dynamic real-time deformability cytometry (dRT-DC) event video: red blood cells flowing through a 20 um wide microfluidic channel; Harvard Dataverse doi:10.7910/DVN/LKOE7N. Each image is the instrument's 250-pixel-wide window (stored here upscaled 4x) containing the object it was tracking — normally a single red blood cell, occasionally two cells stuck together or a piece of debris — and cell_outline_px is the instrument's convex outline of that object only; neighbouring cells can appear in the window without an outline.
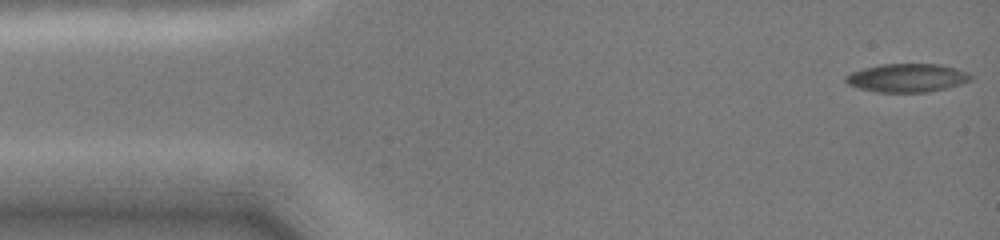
{"species": "common noctule bat (a hibernating species)", "species_latin": "Nyctalus noctula", "temperature_condition": "cold", "stored_images_in_passage": 32, "camera_frame_rate_fps": 3000, "um_per_image_px": 0.085, "animal": {"sex": "female", "body_mass_g": 19.0, "forearm_length_mm": 51.5}, "frame": {"image": 1, "passage_image": 1, "time_ms": 0.0, "image_size_px": [1000, 240], "cell_outline_px": [[972, 80], [948, 88], [928, 92], [876, 92], [860, 88], [848, 84], [844, 80], [844, 76], [852, 72], [864, 68], [880, 64], [940, 64], [956, 68], [968, 72], [972, 76]], "centroid_in_image_um": [77.12, 6.62], "position_along_channel_um": 7.9, "area_um2": 20.81}}
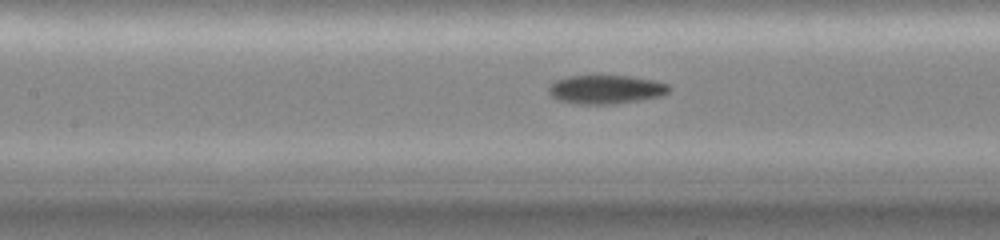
{"frame": {"image": 2, "passage_image": 18, "time_ms": 6.667, "image_size_px": [1000, 240], "cell_outline_px": [[672, 88], [668, 92], [660, 96], [640, 100], [612, 104], [580, 104], [560, 100], [552, 96], [548, 92], [548, 88], [556, 80], [568, 76], [632, 76], [656, 80], [668, 84]], "centroid_in_image_um": [51.54, 7.59], "position_along_channel_um": 155.9, "area_um2": 20.11}}
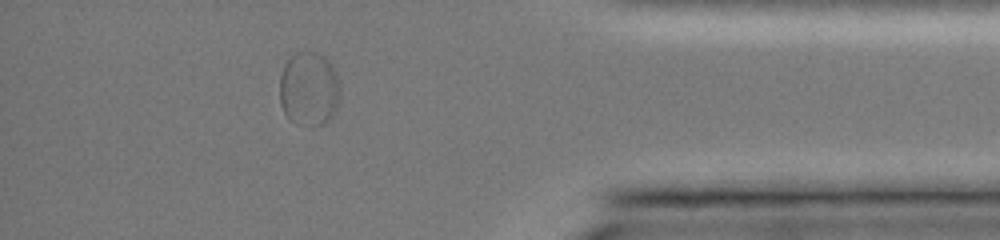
{"frame": {"image": 3, "passage_image": 28, "time_ms": 13.667, "image_size_px": [1000, 240], "cell_outline_px": [[340, 96], [336, 108], [332, 116], [324, 124], [296, 124], [288, 120], [280, 104], [280, 76], [284, 64], [296, 52], [316, 52], [324, 56], [328, 60], [336, 76], [340, 88]], "centroid_in_image_um": [26.24, 7.56], "position_along_channel_um": 409.0, "area_um2": 26.07}, "authors_computed_cell_mechanics": {"area_um2": 20.4323, "velocity_mm_per_s": 3.9116, "shape_relaxation_time_tau1_ms": 2.6959, "shape_relaxation_time_tau2_ms": 1.462, "deformation_change_tau1": 0.112, "deformation_change_tau2": 0.0459}}